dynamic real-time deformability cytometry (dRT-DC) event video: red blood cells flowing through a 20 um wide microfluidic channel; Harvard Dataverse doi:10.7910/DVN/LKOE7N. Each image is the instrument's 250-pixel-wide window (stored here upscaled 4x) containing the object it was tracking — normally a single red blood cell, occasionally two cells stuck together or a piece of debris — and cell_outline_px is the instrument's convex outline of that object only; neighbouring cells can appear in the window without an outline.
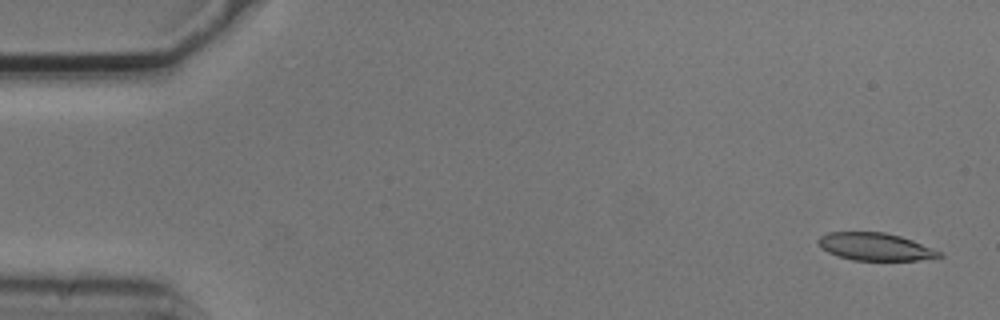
{"species": "common noctule bat (a hibernating species)", "species_latin": "Nyctalus noctula", "temperature_condition": "cold", "stored_images_in_passage": 4, "camera_frame_rate_fps": 3000, "um_per_image_px": 0.085, "animal": {"sex": "male", "body_mass_g": 20.5, "forearm_length_mm": 52.5}, "frame": {"image": 1, "passage_image": 1, "time_ms": 0.0, "image_size_px": [1000, 320], "cell_outline_px": [[944, 256], [916, 260], [852, 260], [828, 252], [820, 248], [816, 244], [816, 240], [820, 236], [828, 232], [884, 232], [900, 236], [912, 240], [944, 252]], "centroid_in_image_um": [74.38, 20.96], "position_along_channel_um": 10.6, "area_um2": 19.54}}
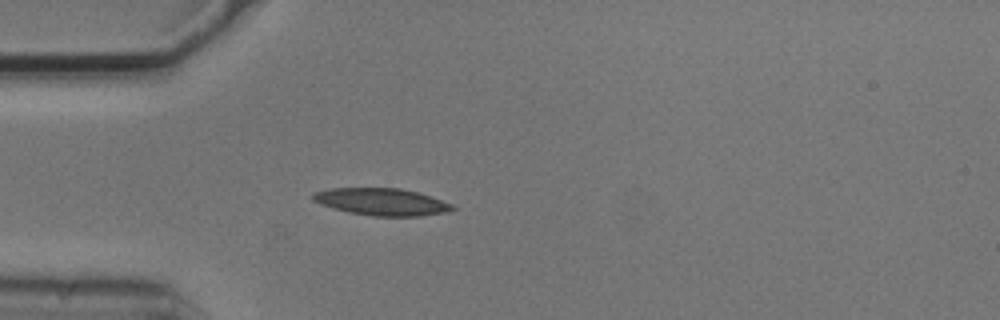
{"frame": {"image": 2, "passage_image": 4, "time_ms": 1.0, "image_size_px": [1000, 320], "cell_outline_px": [[456, 208], [444, 212], [420, 216], [372, 216], [348, 212], [332, 208], [320, 204], [312, 200], [312, 192], [328, 188], [400, 188], [416, 192], [452, 204]], "centroid_in_image_um": [32.36, 17.15], "position_along_channel_um": 52.6, "area_um2": 21.96}}